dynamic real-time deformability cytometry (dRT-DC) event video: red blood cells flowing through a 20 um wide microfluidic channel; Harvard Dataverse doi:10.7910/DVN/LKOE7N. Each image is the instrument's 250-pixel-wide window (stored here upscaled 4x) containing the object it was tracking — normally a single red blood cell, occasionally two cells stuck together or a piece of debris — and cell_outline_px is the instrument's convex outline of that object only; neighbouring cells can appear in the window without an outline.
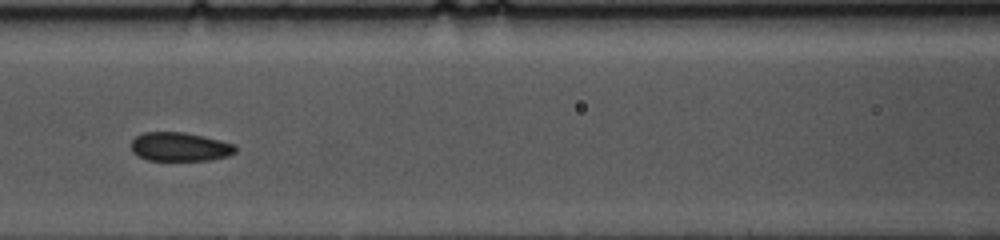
{"species": "common noctule bat (a hibernating species)", "species_latin": "Nyctalus noctula", "temperature_condition": "cold", "stored_images_in_passage": 21, "camera_frame_rate_fps": 3000, "um_per_image_px": 0.085, "animal": {"sex": "female", "body_mass_g": 10.0, "forearm_length_mm": 53.1}, "frame": {"image": 1, "passage_image": 10, "time_ms": 3.0, "image_size_px": [1000, 240], "cell_outline_px": [[236, 152], [228, 156], [208, 160], [148, 160], [132, 152], [132, 140], [136, 136], [144, 132], [184, 132], [204, 136], [236, 144]], "centroid_in_image_um": [15.31, 12.47], "position_along_channel_um": 151.3, "area_um2": 17.51}}